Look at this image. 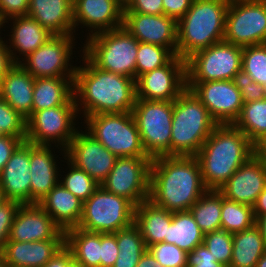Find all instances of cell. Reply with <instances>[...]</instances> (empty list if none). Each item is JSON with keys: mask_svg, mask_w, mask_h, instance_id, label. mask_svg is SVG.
<instances>
[{"mask_svg": "<svg viewBox=\"0 0 266 267\" xmlns=\"http://www.w3.org/2000/svg\"><path fill=\"white\" fill-rule=\"evenodd\" d=\"M82 55L85 65L76 67L73 81L78 113L82 111L86 118L96 114L132 112L137 99L136 80L100 69L83 52Z\"/></svg>", "mask_w": 266, "mask_h": 267, "instance_id": "obj_1", "label": "cell"}, {"mask_svg": "<svg viewBox=\"0 0 266 267\" xmlns=\"http://www.w3.org/2000/svg\"><path fill=\"white\" fill-rule=\"evenodd\" d=\"M207 190L196 156H159L150 167L149 199L170 212L189 211Z\"/></svg>", "mask_w": 266, "mask_h": 267, "instance_id": "obj_2", "label": "cell"}, {"mask_svg": "<svg viewBox=\"0 0 266 267\" xmlns=\"http://www.w3.org/2000/svg\"><path fill=\"white\" fill-rule=\"evenodd\" d=\"M255 153L256 146L234 124H218L196 155L204 186L218 190Z\"/></svg>", "mask_w": 266, "mask_h": 267, "instance_id": "obj_3", "label": "cell"}, {"mask_svg": "<svg viewBox=\"0 0 266 267\" xmlns=\"http://www.w3.org/2000/svg\"><path fill=\"white\" fill-rule=\"evenodd\" d=\"M230 0H193L177 22V55L186 60L193 53L223 41Z\"/></svg>", "mask_w": 266, "mask_h": 267, "instance_id": "obj_4", "label": "cell"}, {"mask_svg": "<svg viewBox=\"0 0 266 267\" xmlns=\"http://www.w3.org/2000/svg\"><path fill=\"white\" fill-rule=\"evenodd\" d=\"M218 123L186 88L173 101L170 156H196Z\"/></svg>", "mask_w": 266, "mask_h": 267, "instance_id": "obj_5", "label": "cell"}, {"mask_svg": "<svg viewBox=\"0 0 266 267\" xmlns=\"http://www.w3.org/2000/svg\"><path fill=\"white\" fill-rule=\"evenodd\" d=\"M82 51L98 68L136 80L139 41L123 26L88 37Z\"/></svg>", "mask_w": 266, "mask_h": 267, "instance_id": "obj_6", "label": "cell"}, {"mask_svg": "<svg viewBox=\"0 0 266 267\" xmlns=\"http://www.w3.org/2000/svg\"><path fill=\"white\" fill-rule=\"evenodd\" d=\"M85 131L116 157H149L132 112L87 116Z\"/></svg>", "mask_w": 266, "mask_h": 267, "instance_id": "obj_7", "label": "cell"}, {"mask_svg": "<svg viewBox=\"0 0 266 267\" xmlns=\"http://www.w3.org/2000/svg\"><path fill=\"white\" fill-rule=\"evenodd\" d=\"M81 113H78L74 95L64 105L35 111L26 120V141L34 145L56 144L55 147L66 154V148L78 131L74 119Z\"/></svg>", "mask_w": 266, "mask_h": 267, "instance_id": "obj_8", "label": "cell"}, {"mask_svg": "<svg viewBox=\"0 0 266 267\" xmlns=\"http://www.w3.org/2000/svg\"><path fill=\"white\" fill-rule=\"evenodd\" d=\"M135 206L101 185L83 202L78 228L97 233H116L134 222Z\"/></svg>", "mask_w": 266, "mask_h": 267, "instance_id": "obj_9", "label": "cell"}, {"mask_svg": "<svg viewBox=\"0 0 266 267\" xmlns=\"http://www.w3.org/2000/svg\"><path fill=\"white\" fill-rule=\"evenodd\" d=\"M132 114L146 154L170 156L173 101L136 99Z\"/></svg>", "mask_w": 266, "mask_h": 267, "instance_id": "obj_10", "label": "cell"}, {"mask_svg": "<svg viewBox=\"0 0 266 267\" xmlns=\"http://www.w3.org/2000/svg\"><path fill=\"white\" fill-rule=\"evenodd\" d=\"M242 51L223 40L193 53L186 59V82L233 80L242 70Z\"/></svg>", "mask_w": 266, "mask_h": 267, "instance_id": "obj_11", "label": "cell"}, {"mask_svg": "<svg viewBox=\"0 0 266 267\" xmlns=\"http://www.w3.org/2000/svg\"><path fill=\"white\" fill-rule=\"evenodd\" d=\"M224 41L241 47L266 43V0H230Z\"/></svg>", "mask_w": 266, "mask_h": 267, "instance_id": "obj_12", "label": "cell"}, {"mask_svg": "<svg viewBox=\"0 0 266 267\" xmlns=\"http://www.w3.org/2000/svg\"><path fill=\"white\" fill-rule=\"evenodd\" d=\"M151 161L150 157H117L101 186L136 207L149 199Z\"/></svg>", "mask_w": 266, "mask_h": 267, "instance_id": "obj_13", "label": "cell"}, {"mask_svg": "<svg viewBox=\"0 0 266 267\" xmlns=\"http://www.w3.org/2000/svg\"><path fill=\"white\" fill-rule=\"evenodd\" d=\"M73 39L76 40L74 35H53L26 58H21L19 64L34 78L75 77L76 66L70 63Z\"/></svg>", "mask_w": 266, "mask_h": 267, "instance_id": "obj_14", "label": "cell"}, {"mask_svg": "<svg viewBox=\"0 0 266 267\" xmlns=\"http://www.w3.org/2000/svg\"><path fill=\"white\" fill-rule=\"evenodd\" d=\"M186 88L195 94L218 124H234L239 118L244 102L232 80L186 82Z\"/></svg>", "mask_w": 266, "mask_h": 267, "instance_id": "obj_15", "label": "cell"}, {"mask_svg": "<svg viewBox=\"0 0 266 267\" xmlns=\"http://www.w3.org/2000/svg\"><path fill=\"white\" fill-rule=\"evenodd\" d=\"M186 89V60L175 55L166 65L136 79V98L174 101Z\"/></svg>", "mask_w": 266, "mask_h": 267, "instance_id": "obj_16", "label": "cell"}, {"mask_svg": "<svg viewBox=\"0 0 266 267\" xmlns=\"http://www.w3.org/2000/svg\"><path fill=\"white\" fill-rule=\"evenodd\" d=\"M66 158L97 183L107 178L117 157L87 131L78 130L66 148Z\"/></svg>", "mask_w": 266, "mask_h": 267, "instance_id": "obj_17", "label": "cell"}, {"mask_svg": "<svg viewBox=\"0 0 266 267\" xmlns=\"http://www.w3.org/2000/svg\"><path fill=\"white\" fill-rule=\"evenodd\" d=\"M266 187V161L256 152L218 189L232 201L254 206Z\"/></svg>", "mask_w": 266, "mask_h": 267, "instance_id": "obj_18", "label": "cell"}, {"mask_svg": "<svg viewBox=\"0 0 266 267\" xmlns=\"http://www.w3.org/2000/svg\"><path fill=\"white\" fill-rule=\"evenodd\" d=\"M9 240L18 242L65 240V231L39 204H21L14 216Z\"/></svg>", "mask_w": 266, "mask_h": 267, "instance_id": "obj_19", "label": "cell"}, {"mask_svg": "<svg viewBox=\"0 0 266 267\" xmlns=\"http://www.w3.org/2000/svg\"><path fill=\"white\" fill-rule=\"evenodd\" d=\"M123 27L139 42L168 48L177 55V21L165 14L123 12Z\"/></svg>", "mask_w": 266, "mask_h": 267, "instance_id": "obj_20", "label": "cell"}, {"mask_svg": "<svg viewBox=\"0 0 266 267\" xmlns=\"http://www.w3.org/2000/svg\"><path fill=\"white\" fill-rule=\"evenodd\" d=\"M123 11L117 0H73L74 33L79 25L90 29L87 38L118 29L123 26Z\"/></svg>", "mask_w": 266, "mask_h": 267, "instance_id": "obj_21", "label": "cell"}, {"mask_svg": "<svg viewBox=\"0 0 266 267\" xmlns=\"http://www.w3.org/2000/svg\"><path fill=\"white\" fill-rule=\"evenodd\" d=\"M30 173V142L23 141L0 174V186L6 200L30 204Z\"/></svg>", "mask_w": 266, "mask_h": 267, "instance_id": "obj_22", "label": "cell"}, {"mask_svg": "<svg viewBox=\"0 0 266 267\" xmlns=\"http://www.w3.org/2000/svg\"><path fill=\"white\" fill-rule=\"evenodd\" d=\"M51 147L30 143V204H38L61 178Z\"/></svg>", "mask_w": 266, "mask_h": 267, "instance_id": "obj_23", "label": "cell"}, {"mask_svg": "<svg viewBox=\"0 0 266 267\" xmlns=\"http://www.w3.org/2000/svg\"><path fill=\"white\" fill-rule=\"evenodd\" d=\"M64 246L65 240L18 242L8 239L2 255L6 267H43Z\"/></svg>", "mask_w": 266, "mask_h": 267, "instance_id": "obj_24", "label": "cell"}, {"mask_svg": "<svg viewBox=\"0 0 266 267\" xmlns=\"http://www.w3.org/2000/svg\"><path fill=\"white\" fill-rule=\"evenodd\" d=\"M27 16L53 35H73V0H29Z\"/></svg>", "mask_w": 266, "mask_h": 267, "instance_id": "obj_25", "label": "cell"}, {"mask_svg": "<svg viewBox=\"0 0 266 267\" xmlns=\"http://www.w3.org/2000/svg\"><path fill=\"white\" fill-rule=\"evenodd\" d=\"M34 81L20 64H14L1 79L0 98L26 120L32 115Z\"/></svg>", "mask_w": 266, "mask_h": 267, "instance_id": "obj_26", "label": "cell"}, {"mask_svg": "<svg viewBox=\"0 0 266 267\" xmlns=\"http://www.w3.org/2000/svg\"><path fill=\"white\" fill-rule=\"evenodd\" d=\"M7 20H13V26L10 32L12 34L8 35L11 37L9 38L10 45H7V49L14 64L21 62L19 60L20 58H18L19 56L22 55L26 58L53 36V34L41 26L35 19L27 15L16 16ZM18 52L19 56L16 55Z\"/></svg>", "mask_w": 266, "mask_h": 267, "instance_id": "obj_27", "label": "cell"}, {"mask_svg": "<svg viewBox=\"0 0 266 267\" xmlns=\"http://www.w3.org/2000/svg\"><path fill=\"white\" fill-rule=\"evenodd\" d=\"M63 230L77 227L83 213V201L60 183L38 203Z\"/></svg>", "mask_w": 266, "mask_h": 267, "instance_id": "obj_28", "label": "cell"}, {"mask_svg": "<svg viewBox=\"0 0 266 267\" xmlns=\"http://www.w3.org/2000/svg\"><path fill=\"white\" fill-rule=\"evenodd\" d=\"M172 214L173 212L156 206L150 200L135 207L134 223L138 226L146 247L164 242Z\"/></svg>", "mask_w": 266, "mask_h": 267, "instance_id": "obj_29", "label": "cell"}, {"mask_svg": "<svg viewBox=\"0 0 266 267\" xmlns=\"http://www.w3.org/2000/svg\"><path fill=\"white\" fill-rule=\"evenodd\" d=\"M74 77L35 78L32 114L52 107L64 105L73 95Z\"/></svg>", "mask_w": 266, "mask_h": 267, "instance_id": "obj_30", "label": "cell"}, {"mask_svg": "<svg viewBox=\"0 0 266 267\" xmlns=\"http://www.w3.org/2000/svg\"><path fill=\"white\" fill-rule=\"evenodd\" d=\"M65 247L83 267H100L101 233L69 228L65 231Z\"/></svg>", "mask_w": 266, "mask_h": 267, "instance_id": "obj_31", "label": "cell"}, {"mask_svg": "<svg viewBox=\"0 0 266 267\" xmlns=\"http://www.w3.org/2000/svg\"><path fill=\"white\" fill-rule=\"evenodd\" d=\"M265 251L264 239L257 224L233 233L232 259L229 267H255Z\"/></svg>", "mask_w": 266, "mask_h": 267, "instance_id": "obj_32", "label": "cell"}, {"mask_svg": "<svg viewBox=\"0 0 266 267\" xmlns=\"http://www.w3.org/2000/svg\"><path fill=\"white\" fill-rule=\"evenodd\" d=\"M203 238L204 233L190 211L173 212L164 243L175 244L188 253L203 244Z\"/></svg>", "mask_w": 266, "mask_h": 267, "instance_id": "obj_33", "label": "cell"}, {"mask_svg": "<svg viewBox=\"0 0 266 267\" xmlns=\"http://www.w3.org/2000/svg\"><path fill=\"white\" fill-rule=\"evenodd\" d=\"M222 193L207 189L189 209L201 231L206 234L221 229Z\"/></svg>", "mask_w": 266, "mask_h": 267, "instance_id": "obj_34", "label": "cell"}, {"mask_svg": "<svg viewBox=\"0 0 266 267\" xmlns=\"http://www.w3.org/2000/svg\"><path fill=\"white\" fill-rule=\"evenodd\" d=\"M234 125L257 147L266 138V98L244 102Z\"/></svg>", "mask_w": 266, "mask_h": 267, "instance_id": "obj_35", "label": "cell"}, {"mask_svg": "<svg viewBox=\"0 0 266 267\" xmlns=\"http://www.w3.org/2000/svg\"><path fill=\"white\" fill-rule=\"evenodd\" d=\"M113 234L116 236L119 249L113 267H136L139 259L147 250L138 226L133 222Z\"/></svg>", "mask_w": 266, "mask_h": 267, "instance_id": "obj_36", "label": "cell"}, {"mask_svg": "<svg viewBox=\"0 0 266 267\" xmlns=\"http://www.w3.org/2000/svg\"><path fill=\"white\" fill-rule=\"evenodd\" d=\"M256 224L253 207L229 200L222 195L221 229L236 233Z\"/></svg>", "mask_w": 266, "mask_h": 267, "instance_id": "obj_37", "label": "cell"}, {"mask_svg": "<svg viewBox=\"0 0 266 267\" xmlns=\"http://www.w3.org/2000/svg\"><path fill=\"white\" fill-rule=\"evenodd\" d=\"M174 56L168 48L139 42L136 56V79L149 71L163 67Z\"/></svg>", "mask_w": 266, "mask_h": 267, "instance_id": "obj_38", "label": "cell"}, {"mask_svg": "<svg viewBox=\"0 0 266 267\" xmlns=\"http://www.w3.org/2000/svg\"><path fill=\"white\" fill-rule=\"evenodd\" d=\"M63 158L65 159V162L67 160L69 171L65 174V177H63L62 180H59V183L80 200L83 202L86 201L100 186V184L85 171L72 164L66 158V154H64Z\"/></svg>", "mask_w": 266, "mask_h": 267, "instance_id": "obj_39", "label": "cell"}, {"mask_svg": "<svg viewBox=\"0 0 266 267\" xmlns=\"http://www.w3.org/2000/svg\"><path fill=\"white\" fill-rule=\"evenodd\" d=\"M242 70L256 83L266 82V43L243 47Z\"/></svg>", "mask_w": 266, "mask_h": 267, "instance_id": "obj_40", "label": "cell"}, {"mask_svg": "<svg viewBox=\"0 0 266 267\" xmlns=\"http://www.w3.org/2000/svg\"><path fill=\"white\" fill-rule=\"evenodd\" d=\"M203 244L218 262L229 267L232 259L233 233L222 229L206 233Z\"/></svg>", "mask_w": 266, "mask_h": 267, "instance_id": "obj_41", "label": "cell"}, {"mask_svg": "<svg viewBox=\"0 0 266 267\" xmlns=\"http://www.w3.org/2000/svg\"><path fill=\"white\" fill-rule=\"evenodd\" d=\"M0 135L26 139V118L0 98Z\"/></svg>", "mask_w": 266, "mask_h": 267, "instance_id": "obj_42", "label": "cell"}, {"mask_svg": "<svg viewBox=\"0 0 266 267\" xmlns=\"http://www.w3.org/2000/svg\"><path fill=\"white\" fill-rule=\"evenodd\" d=\"M147 250L163 267H187V252L175 244L159 242Z\"/></svg>", "mask_w": 266, "mask_h": 267, "instance_id": "obj_43", "label": "cell"}, {"mask_svg": "<svg viewBox=\"0 0 266 267\" xmlns=\"http://www.w3.org/2000/svg\"><path fill=\"white\" fill-rule=\"evenodd\" d=\"M240 90L243 102H252L266 98L263 85L256 83L243 70L238 71L232 80Z\"/></svg>", "mask_w": 266, "mask_h": 267, "instance_id": "obj_44", "label": "cell"}, {"mask_svg": "<svg viewBox=\"0 0 266 267\" xmlns=\"http://www.w3.org/2000/svg\"><path fill=\"white\" fill-rule=\"evenodd\" d=\"M20 205L19 202L13 200H6L0 205V253L4 251L14 216Z\"/></svg>", "mask_w": 266, "mask_h": 267, "instance_id": "obj_45", "label": "cell"}, {"mask_svg": "<svg viewBox=\"0 0 266 267\" xmlns=\"http://www.w3.org/2000/svg\"><path fill=\"white\" fill-rule=\"evenodd\" d=\"M118 254L116 236L113 233H101L100 267H113Z\"/></svg>", "mask_w": 266, "mask_h": 267, "instance_id": "obj_46", "label": "cell"}, {"mask_svg": "<svg viewBox=\"0 0 266 267\" xmlns=\"http://www.w3.org/2000/svg\"><path fill=\"white\" fill-rule=\"evenodd\" d=\"M187 267H227L218 262L208 248L201 244L187 253Z\"/></svg>", "mask_w": 266, "mask_h": 267, "instance_id": "obj_47", "label": "cell"}, {"mask_svg": "<svg viewBox=\"0 0 266 267\" xmlns=\"http://www.w3.org/2000/svg\"><path fill=\"white\" fill-rule=\"evenodd\" d=\"M29 0H0V21L2 27L8 23L7 19L25 16L28 13Z\"/></svg>", "mask_w": 266, "mask_h": 267, "instance_id": "obj_48", "label": "cell"}, {"mask_svg": "<svg viewBox=\"0 0 266 267\" xmlns=\"http://www.w3.org/2000/svg\"><path fill=\"white\" fill-rule=\"evenodd\" d=\"M163 0H129L123 12H135L149 15L163 14Z\"/></svg>", "mask_w": 266, "mask_h": 267, "instance_id": "obj_49", "label": "cell"}, {"mask_svg": "<svg viewBox=\"0 0 266 267\" xmlns=\"http://www.w3.org/2000/svg\"><path fill=\"white\" fill-rule=\"evenodd\" d=\"M26 139L9 135H0V174L16 148Z\"/></svg>", "mask_w": 266, "mask_h": 267, "instance_id": "obj_50", "label": "cell"}, {"mask_svg": "<svg viewBox=\"0 0 266 267\" xmlns=\"http://www.w3.org/2000/svg\"><path fill=\"white\" fill-rule=\"evenodd\" d=\"M193 0H163V14L177 22L191 7Z\"/></svg>", "mask_w": 266, "mask_h": 267, "instance_id": "obj_51", "label": "cell"}, {"mask_svg": "<svg viewBox=\"0 0 266 267\" xmlns=\"http://www.w3.org/2000/svg\"><path fill=\"white\" fill-rule=\"evenodd\" d=\"M73 261L71 252L64 246L43 267H67Z\"/></svg>", "mask_w": 266, "mask_h": 267, "instance_id": "obj_52", "label": "cell"}, {"mask_svg": "<svg viewBox=\"0 0 266 267\" xmlns=\"http://www.w3.org/2000/svg\"><path fill=\"white\" fill-rule=\"evenodd\" d=\"M14 65L7 44L0 36V67H12Z\"/></svg>", "mask_w": 266, "mask_h": 267, "instance_id": "obj_53", "label": "cell"}, {"mask_svg": "<svg viewBox=\"0 0 266 267\" xmlns=\"http://www.w3.org/2000/svg\"><path fill=\"white\" fill-rule=\"evenodd\" d=\"M254 216L257 219L260 215L266 213V187L259 194L258 199L253 206Z\"/></svg>", "mask_w": 266, "mask_h": 267, "instance_id": "obj_54", "label": "cell"}, {"mask_svg": "<svg viewBox=\"0 0 266 267\" xmlns=\"http://www.w3.org/2000/svg\"><path fill=\"white\" fill-rule=\"evenodd\" d=\"M136 267H163L153 256L146 250V252L139 259Z\"/></svg>", "mask_w": 266, "mask_h": 267, "instance_id": "obj_55", "label": "cell"}, {"mask_svg": "<svg viewBox=\"0 0 266 267\" xmlns=\"http://www.w3.org/2000/svg\"><path fill=\"white\" fill-rule=\"evenodd\" d=\"M256 224L258 225V227L261 230V234H262V237L264 239L265 246H266V213L260 215L256 219Z\"/></svg>", "mask_w": 266, "mask_h": 267, "instance_id": "obj_56", "label": "cell"}, {"mask_svg": "<svg viewBox=\"0 0 266 267\" xmlns=\"http://www.w3.org/2000/svg\"><path fill=\"white\" fill-rule=\"evenodd\" d=\"M255 267H266V251L264 254L260 257L258 262L256 263Z\"/></svg>", "mask_w": 266, "mask_h": 267, "instance_id": "obj_57", "label": "cell"}, {"mask_svg": "<svg viewBox=\"0 0 266 267\" xmlns=\"http://www.w3.org/2000/svg\"><path fill=\"white\" fill-rule=\"evenodd\" d=\"M256 152L260 153L266 161V146H257Z\"/></svg>", "mask_w": 266, "mask_h": 267, "instance_id": "obj_58", "label": "cell"}, {"mask_svg": "<svg viewBox=\"0 0 266 267\" xmlns=\"http://www.w3.org/2000/svg\"><path fill=\"white\" fill-rule=\"evenodd\" d=\"M11 67H0V86H1V79L4 75L8 72Z\"/></svg>", "mask_w": 266, "mask_h": 267, "instance_id": "obj_59", "label": "cell"}, {"mask_svg": "<svg viewBox=\"0 0 266 267\" xmlns=\"http://www.w3.org/2000/svg\"><path fill=\"white\" fill-rule=\"evenodd\" d=\"M67 267H83L80 263L72 261Z\"/></svg>", "mask_w": 266, "mask_h": 267, "instance_id": "obj_60", "label": "cell"}, {"mask_svg": "<svg viewBox=\"0 0 266 267\" xmlns=\"http://www.w3.org/2000/svg\"><path fill=\"white\" fill-rule=\"evenodd\" d=\"M6 201V198L4 197L3 191L0 186V205Z\"/></svg>", "mask_w": 266, "mask_h": 267, "instance_id": "obj_61", "label": "cell"}, {"mask_svg": "<svg viewBox=\"0 0 266 267\" xmlns=\"http://www.w3.org/2000/svg\"><path fill=\"white\" fill-rule=\"evenodd\" d=\"M0 267H6L4 264V259L2 253H0Z\"/></svg>", "mask_w": 266, "mask_h": 267, "instance_id": "obj_62", "label": "cell"}, {"mask_svg": "<svg viewBox=\"0 0 266 267\" xmlns=\"http://www.w3.org/2000/svg\"><path fill=\"white\" fill-rule=\"evenodd\" d=\"M117 1L124 6L129 0H117Z\"/></svg>", "mask_w": 266, "mask_h": 267, "instance_id": "obj_63", "label": "cell"}, {"mask_svg": "<svg viewBox=\"0 0 266 267\" xmlns=\"http://www.w3.org/2000/svg\"><path fill=\"white\" fill-rule=\"evenodd\" d=\"M258 146H266V138Z\"/></svg>", "mask_w": 266, "mask_h": 267, "instance_id": "obj_64", "label": "cell"}, {"mask_svg": "<svg viewBox=\"0 0 266 267\" xmlns=\"http://www.w3.org/2000/svg\"><path fill=\"white\" fill-rule=\"evenodd\" d=\"M263 88H264V92H265V96H266V82L263 84Z\"/></svg>", "mask_w": 266, "mask_h": 267, "instance_id": "obj_65", "label": "cell"}]
</instances>
